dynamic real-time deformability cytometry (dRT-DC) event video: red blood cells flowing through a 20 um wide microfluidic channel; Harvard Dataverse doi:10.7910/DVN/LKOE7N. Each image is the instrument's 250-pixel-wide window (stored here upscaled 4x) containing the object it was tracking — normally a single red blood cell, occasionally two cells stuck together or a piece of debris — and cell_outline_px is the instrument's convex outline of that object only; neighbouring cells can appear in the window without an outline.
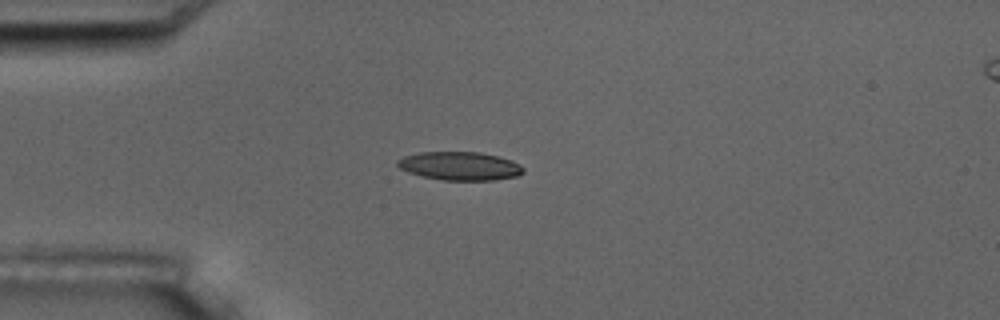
{"species": "common noctule bat (a hibernating species)", "species_latin": "Nyctalus noctula", "temperature_condition": "room temperature", "stored_images_in_passage": 4, "camera_frame_rate_fps": 3000, "um_per_image_px": 0.085, "animal": {"sex": "male", "body_mass_g": 17.5, "forearm_length_mm": 52.3}, "frame": {"image": 1, "passage_image": 3, "time_ms": 3.0, "image_size_px": [1000, 320], "cell_outline_px": [[524, 172], [516, 176], [492, 180], [444, 180], [424, 176], [408, 172], [400, 168], [396, 164], [396, 160], [404, 156], [420, 152], [480, 152], [512, 160], [520, 164], [524, 168]], "centroid_in_image_um": [39.09, 14.1], "position_along_channel_um": 45.9, "area_um2": 20.75}}
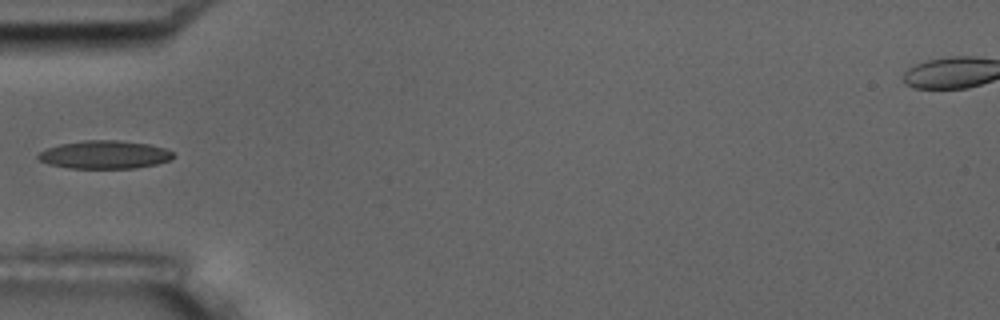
{"frame": {"image": 2, "passage_image": 4, "time_ms": 4.333, "image_size_px": [1000, 320], "cell_outline_px": [[176, 156], [172, 160], [156, 164], [136, 168], [68, 168], [48, 164], [40, 160], [36, 156], [40, 152], [48, 148], [60, 144], [84, 140], [120, 140], [148, 144], [164, 148], [172, 152]], "centroid_in_image_um": [8.91, 13.15], "position_along_channel_um": 76.1, "area_um2": 22.2}}